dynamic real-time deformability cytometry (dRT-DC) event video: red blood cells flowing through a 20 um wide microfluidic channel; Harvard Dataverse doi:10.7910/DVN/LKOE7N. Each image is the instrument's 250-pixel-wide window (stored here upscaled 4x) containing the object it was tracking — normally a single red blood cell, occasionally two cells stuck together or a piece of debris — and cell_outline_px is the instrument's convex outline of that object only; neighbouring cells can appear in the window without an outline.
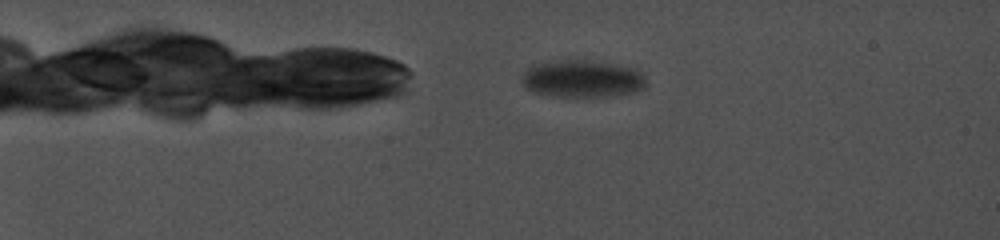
{"species": "common noctule bat (a hibernating species)", "species_latin": "Nyctalus noctula", "temperature_condition": "cold", "stored_images_in_passage": 37, "camera_frame_rate_fps": 5000, "um_per_image_px": 0.085, "animal": {"sex": "female", "body_mass_g": 19.0, "forearm_length_mm": 56.7}, "frame": {"image": 1, "passage_image": 1, "time_ms": 0.0, "image_size_px": [1000, 240], "cell_outline_px": [[648, 84], [644, 88], [636, 92], [616, 96], [552, 96], [532, 92], [524, 84], [524, 72], [532, 64], [560, 60], [584, 60], [612, 64], [636, 68], [644, 76]], "centroid_in_image_um": [49.55, 6.7], "position_along_channel_um": 35.5, "area_um2": 26.99}}
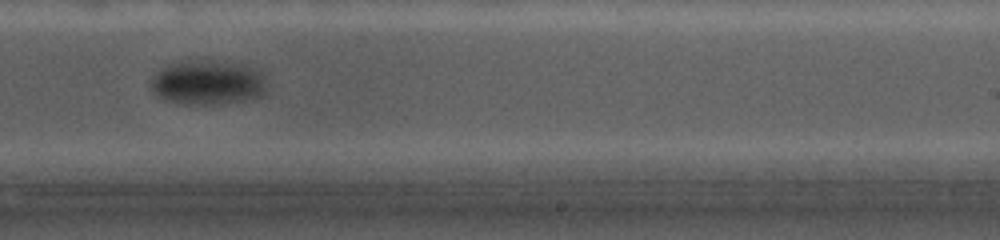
{"frame": {"image": 2, "passage_image": 26, "time_ms": 10.4, "image_size_px": [1000, 240], "cell_outline_px": [[268, 92], [264, 96], [244, 100], [220, 104], [188, 104], [164, 100], [156, 96], [152, 92], [148, 84], [168, 64], [180, 60], [208, 56], [260, 68], [268, 88]], "centroid_in_image_um": [17.72, 6.96], "position_along_channel_um": 271.3, "area_um2": 31.62}}
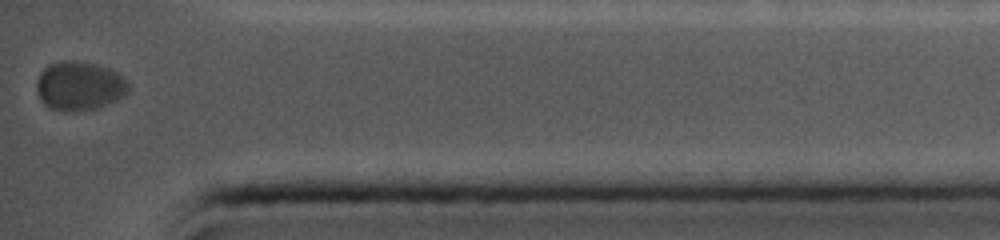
{"frame": {"image": 3, "passage_image": 37, "time_ms": 14.8, "image_size_px": [1000, 240], "cell_outline_px": [[128, 92], [124, 96], [116, 100], [96, 108], [76, 112], [64, 112], [52, 108], [44, 104], [40, 100], [36, 88], [36, 80], [40, 72], [48, 64], [60, 60], [76, 60], [96, 64], [108, 68], [124, 76], [128, 80]], "centroid_in_image_um": [6.73, 7.29], "position_along_channel_um": 428.5, "area_um2": 26.65}}